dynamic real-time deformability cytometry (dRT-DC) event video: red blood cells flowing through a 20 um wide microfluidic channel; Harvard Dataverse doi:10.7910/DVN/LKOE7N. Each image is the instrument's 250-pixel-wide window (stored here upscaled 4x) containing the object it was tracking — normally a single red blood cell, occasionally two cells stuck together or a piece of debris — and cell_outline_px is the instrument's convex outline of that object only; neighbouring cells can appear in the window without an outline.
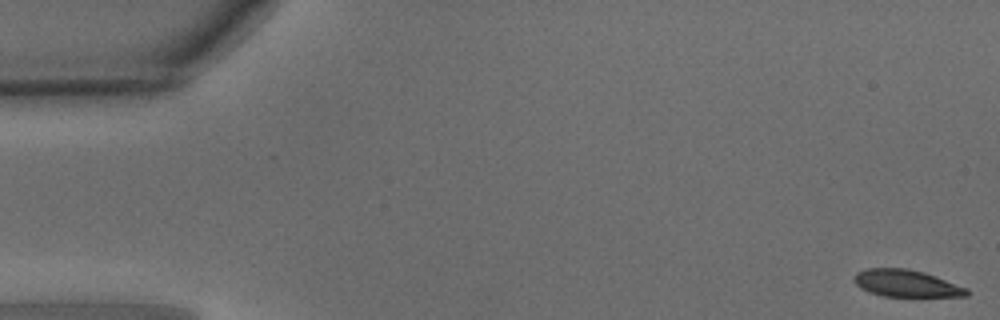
{"species": "common noctule bat (a hibernating species)", "species_latin": "Nyctalus noctula", "temperature_condition": "warm", "stored_images_in_passage": 50, "camera_frame_rate_fps": 3000, "um_per_image_px": 0.085, "animal": {"sex": "male", "body_mass_g": 15.6}, "frame": {"image": 1, "passage_image": 1, "time_ms": 0.0, "image_size_px": [1000, 320], "cell_outline_px": [[968, 296], [884, 296], [868, 292], [860, 288], [852, 280], [852, 276], [856, 272], [868, 268], [908, 268], [924, 272], [968, 288]], "centroid_in_image_um": [76.98, 24.08], "position_along_channel_um": 8.0, "area_um2": 17.8}}
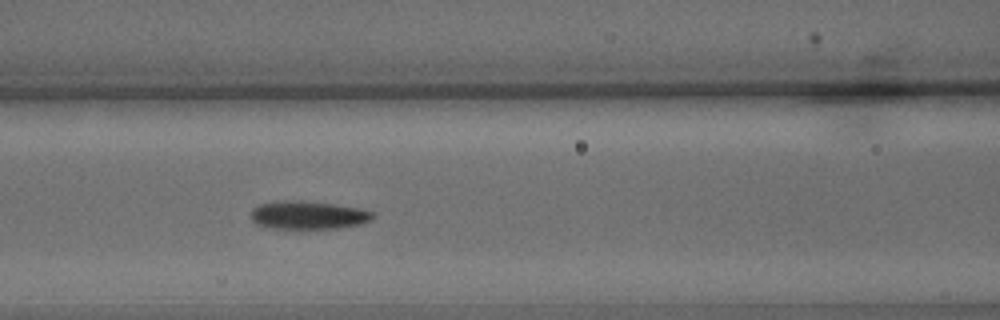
{"frame": {"image": 2, "passage_image": 21, "time_ms": 6.667, "image_size_px": [1000, 320], "cell_outline_px": [[376, 216], [372, 220], [360, 224], [336, 228], [272, 228], [256, 224], [252, 220], [252, 208], [260, 204], [280, 200], [300, 200], [336, 204], [360, 208], [376, 212]], "centroid_in_image_um": [26.24, 18.27], "position_along_channel_um": 140.4, "area_um2": 20.17}}
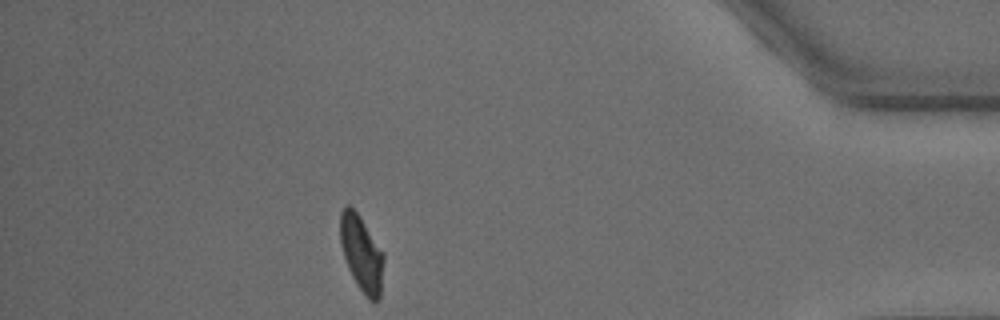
{"frame": {"image": 3, "passage_image": 44, "time_ms": 14.333, "image_size_px": [1000, 320], "cell_outline_px": [[384, 260], [380, 296], [376, 300], [368, 300], [356, 284], [348, 268], [340, 244], [340, 212], [348, 204], [360, 216], [384, 252]], "centroid_in_image_um": [30.73, 21.54], "position_along_channel_um": 404.5, "area_um2": 19.25}, "authors_computed_cell_mechanics": {"area_um2": 19.5653, "velocity_mm_per_s": 4.0633, "shape_relaxation_time_tau1_ms": 4.0053, "shape_relaxation_time_tau2_ms": 1.957, "deformation_change_tau1": 0.1656, "deformation_change_tau2": 0.0761}}